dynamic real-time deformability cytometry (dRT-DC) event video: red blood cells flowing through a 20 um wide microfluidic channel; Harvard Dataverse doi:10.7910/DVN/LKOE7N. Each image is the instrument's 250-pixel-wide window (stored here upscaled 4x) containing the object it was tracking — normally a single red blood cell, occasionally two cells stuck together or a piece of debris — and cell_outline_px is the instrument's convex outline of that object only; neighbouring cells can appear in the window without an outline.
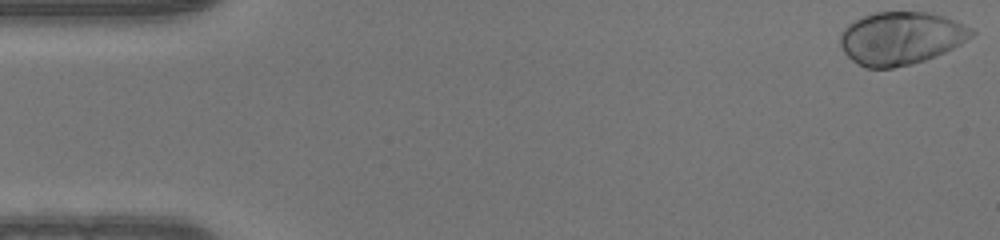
{"species": "human", "species_latin": "Homo sapiens", "temperature_condition": "warm", "stored_images_in_passage": 50, "camera_frame_rate_fps": 3000, "um_per_image_px": 0.085, "donor": {"sex": "male"}, "frame": {"image": 1, "passage_image": 1, "time_ms": 0.0, "image_size_px": [1000, 240], "cell_outline_px": [[976, 32], [972, 36], [960, 44], [944, 52], [924, 60], [912, 64], [892, 68], [864, 68], [852, 60], [844, 52], [840, 44], [840, 32], [848, 24], [864, 16], [876, 12], [928, 12], [944, 16], [956, 20], [972, 28]], "centroid_in_image_um": [76.57, 3.24], "position_along_channel_um": 8.4, "area_um2": 40.46}}
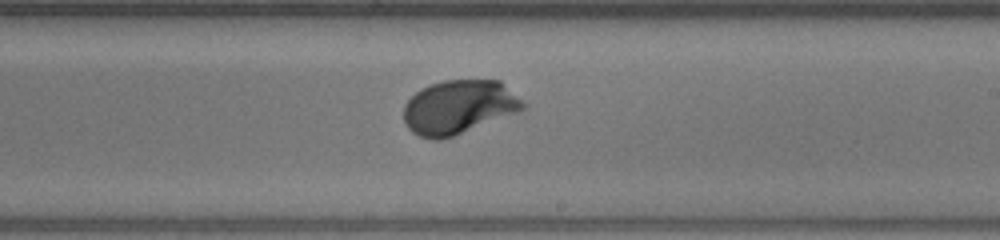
{"frame": {"image": 2, "passage_image": 29, "time_ms": 9.333, "image_size_px": [1000, 240], "cell_outline_px": [[528, 104], [520, 112], [452, 136], [440, 140], [432, 140], [420, 136], [412, 132], [404, 124], [404, 104], [420, 88], [444, 80], [500, 80]], "centroid_in_image_um": [39.02, 9.1], "position_along_channel_um": 250.0, "area_um2": 37.69}}
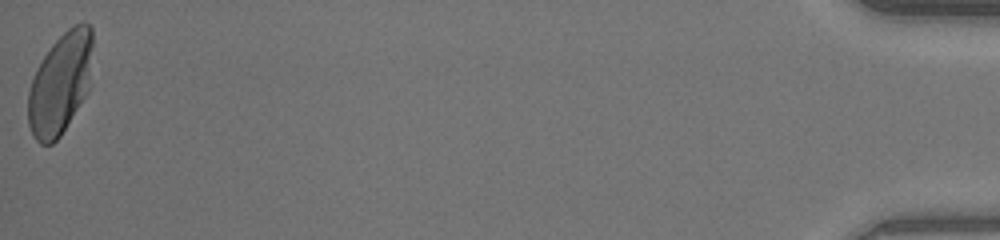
{"frame": {"image": 3, "passage_image": 50, "time_ms": 16.333, "image_size_px": [1000, 240], "cell_outline_px": [[92, 44], [88, 92], [60, 136], [52, 144], [40, 144], [32, 136], [28, 124], [28, 92], [32, 80], [44, 56], [52, 44], [68, 28], [84, 20], [92, 28]], "centroid_in_image_um": [5.12, 7.11], "position_along_channel_um": 430.1, "area_um2": 37.86}}